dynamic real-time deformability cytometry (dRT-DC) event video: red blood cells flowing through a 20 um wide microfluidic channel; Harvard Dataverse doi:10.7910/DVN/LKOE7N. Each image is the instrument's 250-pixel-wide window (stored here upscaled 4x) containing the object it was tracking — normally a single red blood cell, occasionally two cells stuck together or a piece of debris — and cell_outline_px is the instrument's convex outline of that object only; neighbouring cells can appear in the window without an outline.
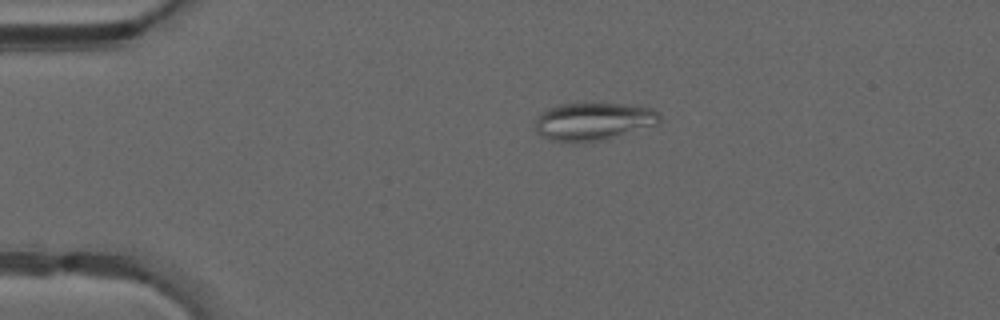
{"species": "common noctule bat (a hibernating species)", "species_latin": "Nyctalus noctula", "temperature_condition": "warm", "stored_images_in_passage": 41, "camera_frame_rate_fps": 3000, "um_per_image_px": 0.085, "animal": {"sex": "male", "forearm_length_mm": 52.5}, "frame": {"image": 1, "passage_image": 3, "time_ms": 0.667, "image_size_px": [1000, 320], "cell_outline_px": [[660, 120], [656, 124], [608, 140], [572, 144], [552, 140], [540, 136], [536, 132], [536, 120], [540, 112], [548, 108], [560, 104], [632, 104], [652, 108], [660, 112]], "centroid_in_image_um": [50.43, 10.35], "position_along_channel_um": 34.6, "area_um2": 27.92}}
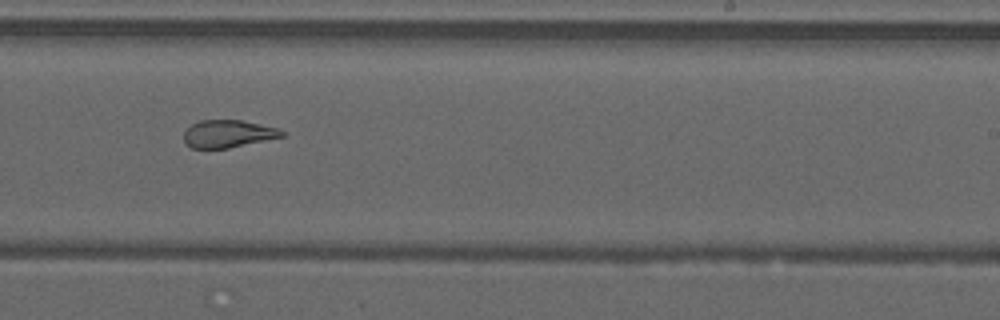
{"frame": {"image": 2, "passage_image": 23, "time_ms": 7.333, "image_size_px": [1000, 320], "cell_outline_px": [[284, 136], [228, 148], [192, 148], [184, 140], [184, 132], [192, 124], [200, 120], [240, 120], [260, 124], [276, 128], [284, 132]], "centroid_in_image_um": [19.36, 11.36], "position_along_channel_um": 269.6, "area_um2": 15.43}}
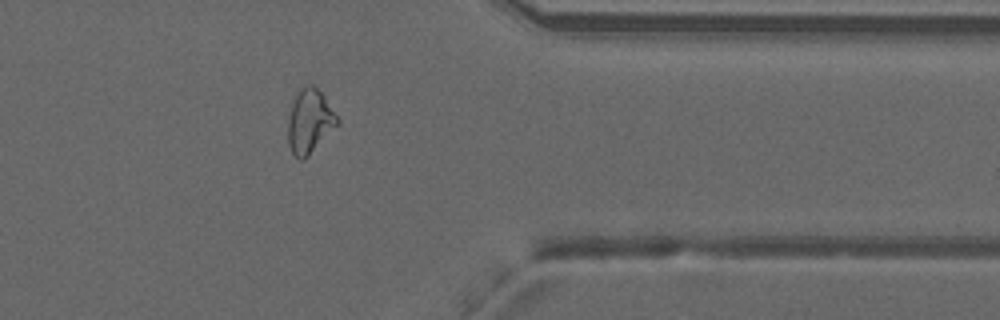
{"frame": {"image": 3, "passage_image": 32, "time_ms": 10.333, "image_size_px": [1000, 320], "cell_outline_px": [[340, 124], [304, 160], [300, 160], [292, 152], [288, 144], [288, 116], [292, 104], [300, 88], [304, 84], [312, 84], [324, 96], [340, 120]], "centroid_in_image_um": [26.33, 10.32], "position_along_channel_um": 385.1, "area_um2": 18.5}, "authors_computed_cell_mechanics": {"area_um2": 19.074, "velocity_mm_per_s": 4.2434, "shape_relaxation_time_tau1_ms": null, "shape_relaxation_time_tau2_ms": 1.8622, "deformation_change_tau1": null, "deformation_change_tau2": 0.0853}}